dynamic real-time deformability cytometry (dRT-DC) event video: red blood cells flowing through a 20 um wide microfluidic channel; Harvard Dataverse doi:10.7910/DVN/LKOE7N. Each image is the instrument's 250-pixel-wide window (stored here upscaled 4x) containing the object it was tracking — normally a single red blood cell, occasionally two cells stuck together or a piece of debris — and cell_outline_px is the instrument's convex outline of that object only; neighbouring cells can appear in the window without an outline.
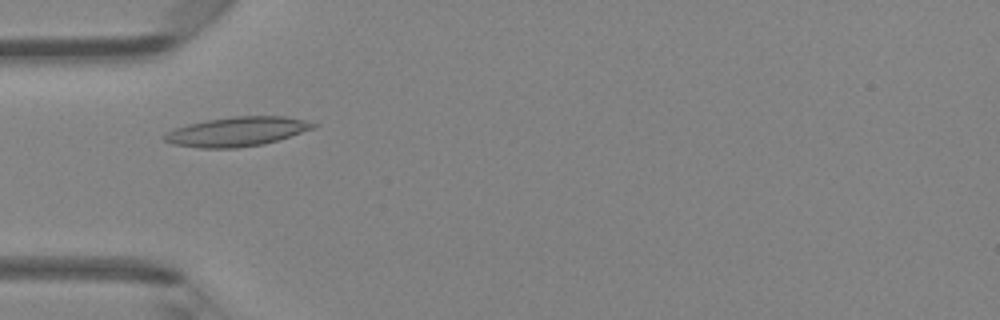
{"species": "Egyptian fruit bat (a non-hibernating species)", "species_latin": "Rousettus aegyptiacus", "temperature_condition": "room temperature", "stored_images_in_passage": 46, "camera_frame_rate_fps": 3000, "um_per_image_px": 0.085, "animal": {"sex": "female"}, "frame": {"image": 1, "passage_image": 14, "time_ms": 4.333, "image_size_px": [1000, 320], "cell_outline_px": [[316, 128], [264, 144], [236, 148], [200, 148], [172, 144], [164, 140], [160, 136], [176, 128], [188, 124], [208, 120], [232, 116], [284, 116], [304, 120], [316, 124]], "centroid_in_image_um": [20.13, 11.19], "position_along_channel_um": 64.9, "area_um2": 25.37}}
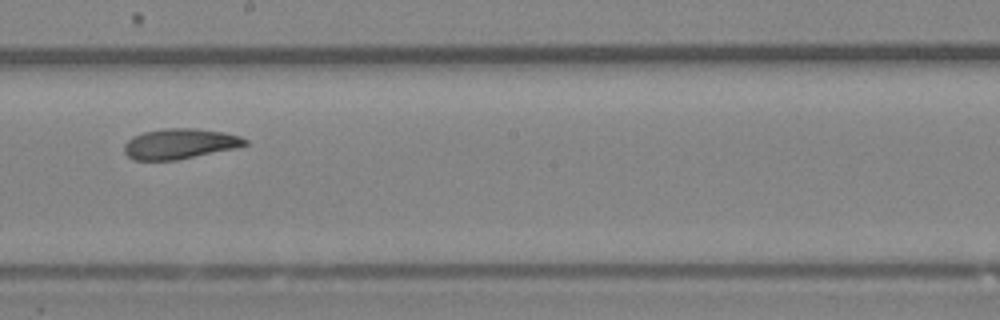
{"frame": {"image": 2, "passage_image": 26, "time_ms": 8.333, "image_size_px": [1000, 320], "cell_outline_px": [[248, 144], [232, 148], [176, 160], [132, 160], [124, 152], [124, 144], [132, 136], [144, 132], [164, 128], [196, 128], [224, 132], [240, 136], [248, 140]], "centroid_in_image_um": [15.24, 12.21], "position_along_channel_um": 233.0, "area_um2": 21.21}}
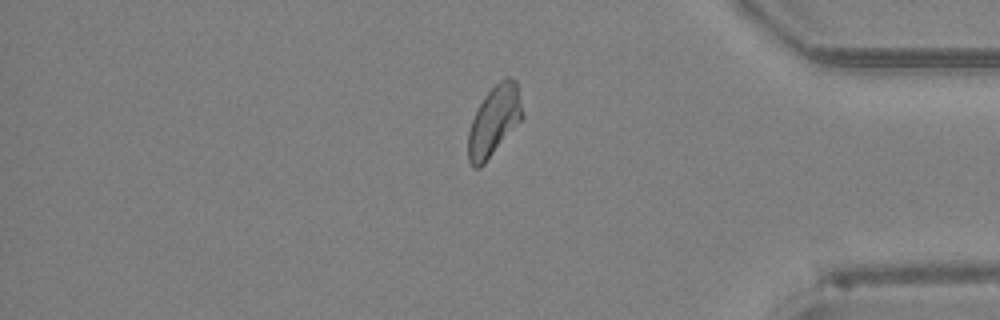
{"frame": {"image": 3, "passage_image": 39, "time_ms": 12.667, "image_size_px": [1000, 320], "cell_outline_px": [[524, 116], [484, 164], [480, 168], [472, 168], [468, 160], [468, 132], [472, 120], [484, 96], [500, 80], [508, 76], [516, 80]], "centroid_in_image_um": [41.99, 10.29], "position_along_channel_um": 393.2, "area_um2": 21.85}, "authors_computed_cell_mechanics": {"area_um2": 22.1952, "velocity_mm_per_s": 4.2456, "shape_relaxation_time_tau1_ms": 5.4726, "shape_relaxation_time_tau2_ms": 2.7835, "deformation_change_tau1": 0.1376, "deformation_change_tau2": 0.0921}}